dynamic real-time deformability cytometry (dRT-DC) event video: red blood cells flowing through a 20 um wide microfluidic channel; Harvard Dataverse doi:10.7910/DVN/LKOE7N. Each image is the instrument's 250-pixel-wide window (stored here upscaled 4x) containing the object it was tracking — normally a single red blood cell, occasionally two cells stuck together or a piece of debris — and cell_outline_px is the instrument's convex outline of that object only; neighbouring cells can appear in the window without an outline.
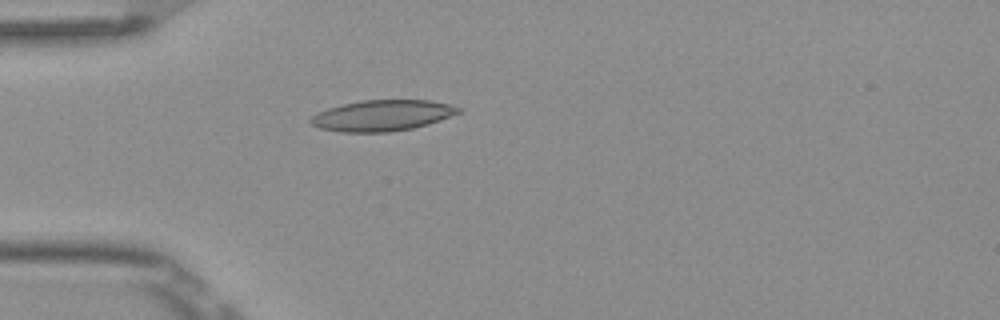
{"species": "Egyptian fruit bat (a non-hibernating species)", "species_latin": "Rousettus aegyptiacus", "temperature_condition": "room temperature", "stored_images_in_passage": 5, "camera_frame_rate_fps": 3000, "um_per_image_px": 0.085, "frame": {"image": 1, "passage_image": 5, "time_ms": 1.333, "image_size_px": [1000, 320], "cell_outline_px": [[460, 112], [440, 120], [428, 124], [412, 128], [392, 132], [340, 132], [320, 128], [312, 124], [308, 120], [316, 112], [328, 108], [360, 100], [428, 100], [448, 104], [460, 108]], "centroid_in_image_um": [32.45, 9.82], "position_along_channel_um": 52.5, "area_um2": 26.53}}